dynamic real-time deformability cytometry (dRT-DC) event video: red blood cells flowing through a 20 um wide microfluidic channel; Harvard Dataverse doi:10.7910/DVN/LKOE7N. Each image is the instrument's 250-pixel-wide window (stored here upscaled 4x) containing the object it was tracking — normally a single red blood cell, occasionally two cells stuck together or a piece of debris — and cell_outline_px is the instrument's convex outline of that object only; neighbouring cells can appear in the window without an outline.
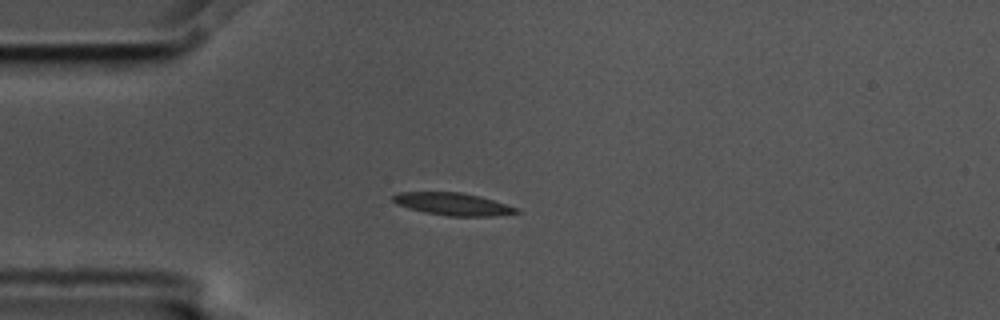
{"species": "common noctule bat (a hibernating species)", "species_latin": "Nyctalus noctula", "temperature_condition": "cold", "stored_images_in_passage": 1, "camera_frame_rate_fps": 3000, "um_per_image_px": 0.085, "animal": {"sex": "male", "body_mass_g": 17.5, "forearm_length_mm": 52.3}, "frame": {"image": 1, "passage_image": 1, "time_ms": 0.0, "image_size_px": [1000, 320], "cell_outline_px": [[520, 212], [492, 216], [448, 216], [424, 212], [408, 208], [396, 204], [392, 200], [392, 196], [396, 192], [460, 192], [480, 196], [520, 208]], "centroid_in_image_um": [38.48, 17.34], "position_along_channel_um": 46.5, "area_um2": 16.24}}